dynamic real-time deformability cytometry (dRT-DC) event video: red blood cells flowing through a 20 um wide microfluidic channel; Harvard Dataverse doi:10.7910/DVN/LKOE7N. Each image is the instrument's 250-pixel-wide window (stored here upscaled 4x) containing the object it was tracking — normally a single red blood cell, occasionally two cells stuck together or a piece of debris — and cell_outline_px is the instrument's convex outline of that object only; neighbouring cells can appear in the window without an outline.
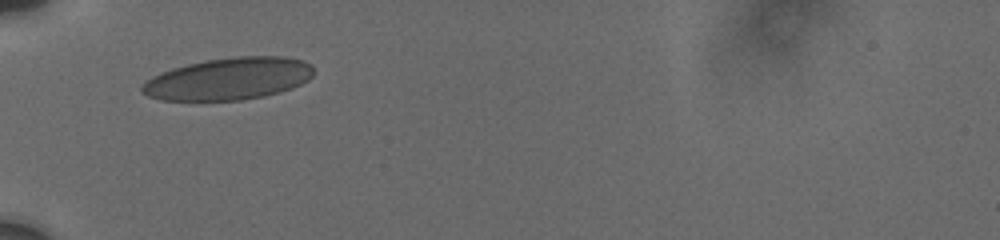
{"species": "human", "species_latin": "Homo sapiens", "temperature_condition": "cold", "stored_images_in_passage": 9, "camera_frame_rate_fps": 3000, "um_per_image_px": 0.085, "donor": {"sex": "male"}, "frame": {"image": 1, "passage_image": 1, "time_ms": 0.0, "image_size_px": [1000, 240], "cell_outline_px": [[316, 72], [308, 80], [292, 88], [280, 92], [264, 96], [240, 100], [160, 100], [148, 96], [140, 92], [140, 88], [152, 76], [160, 72], [172, 68], [188, 64], [208, 60], [236, 56], [284, 56], [304, 60], [312, 64]], "centroid_in_image_um": [19.47, 6.69], "position_along_channel_um": 65.5, "area_um2": 42.37}}
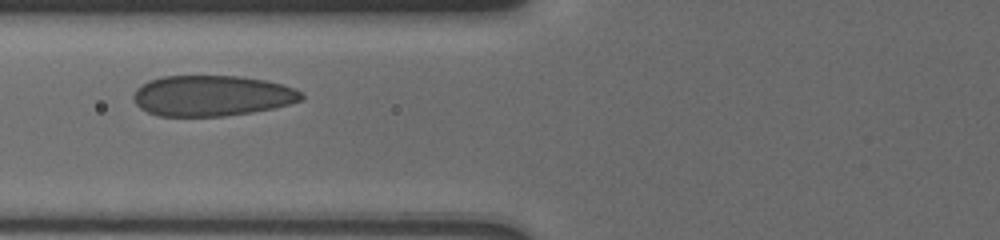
{"frame": {"image": 2, "passage_image": 8, "time_ms": 1.333, "image_size_px": [1000, 240], "cell_outline_px": [[304, 100], [272, 108], [252, 112], [224, 116], [156, 116], [140, 108], [136, 104], [132, 96], [136, 88], [140, 84], [148, 80], [164, 76], [240, 76], [264, 80], [280, 84], [292, 88], [300, 92], [304, 96]], "centroid_in_image_um": [17.96, 8.14], "position_along_channel_um": 107.8, "area_um2": 39.88}}